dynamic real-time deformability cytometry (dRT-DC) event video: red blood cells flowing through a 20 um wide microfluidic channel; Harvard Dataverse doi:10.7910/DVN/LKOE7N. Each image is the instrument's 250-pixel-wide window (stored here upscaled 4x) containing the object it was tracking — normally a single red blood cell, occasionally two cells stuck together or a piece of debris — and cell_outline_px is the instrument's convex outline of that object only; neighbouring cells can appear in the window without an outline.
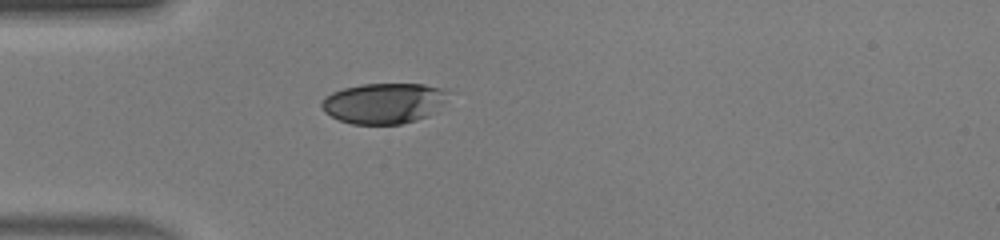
{"species": "human", "species_latin": "Homo sapiens", "temperature_condition": "warm", "stored_images_in_passage": 36, "camera_frame_rate_fps": 3000, "um_per_image_px": 0.085, "donor": {"sex": "male"}, "frame": {"image": 1, "passage_image": 1, "time_ms": 0.0, "image_size_px": [1000, 240], "cell_outline_px": [[448, 92], [440, 104], [428, 116], [416, 120], [400, 124], [352, 124], [340, 120], [324, 112], [320, 104], [320, 100], [324, 96], [332, 92], [344, 88], [360, 84], [424, 84], [444, 88]], "centroid_in_image_um": [32.55, 8.76], "position_along_channel_um": 52.4, "area_um2": 29.77}}
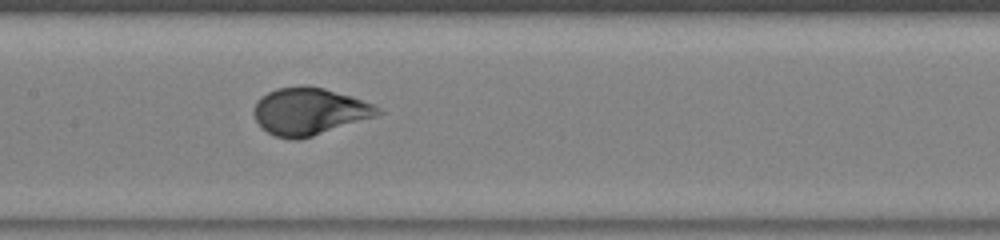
{"frame": {"image": 2, "passage_image": 11, "time_ms": 3.333, "image_size_px": [1000, 240], "cell_outline_px": [[384, 112], [376, 116], [300, 140], [292, 140], [276, 136], [260, 128], [252, 112], [256, 100], [260, 96], [276, 88], [304, 84], [308, 84], [324, 88], [352, 96], [372, 104], [380, 108]], "centroid_in_image_um": [26.25, 9.45], "position_along_channel_um": 181.2, "area_um2": 34.45}}
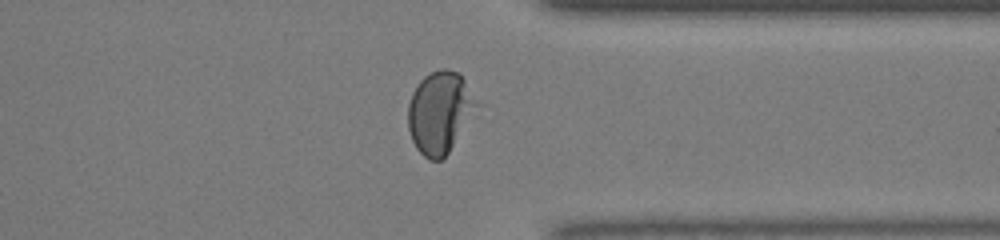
{"frame": {"image": 3, "passage_image": 25, "time_ms": 8.0, "image_size_px": [1000, 240], "cell_outline_px": [[484, 104], [448, 152], [440, 160], [428, 160], [416, 148], [412, 140], [408, 128], [408, 104], [412, 92], [420, 80], [424, 76], [440, 68], [448, 68], [460, 72]], "centroid_in_image_um": [37.48, 9.5], "position_along_channel_um": 373.9, "area_um2": 33.93}, "authors_computed_cell_mechanics": {"area_um2": 33.7841, "velocity_mm_per_s": 4.1909, "shape_relaxation_time_tau1_ms": 4.8719, "shape_relaxation_time_tau2_ms": null, "deformation_change_tau1": 0.2328, "deformation_change_tau2": null}}